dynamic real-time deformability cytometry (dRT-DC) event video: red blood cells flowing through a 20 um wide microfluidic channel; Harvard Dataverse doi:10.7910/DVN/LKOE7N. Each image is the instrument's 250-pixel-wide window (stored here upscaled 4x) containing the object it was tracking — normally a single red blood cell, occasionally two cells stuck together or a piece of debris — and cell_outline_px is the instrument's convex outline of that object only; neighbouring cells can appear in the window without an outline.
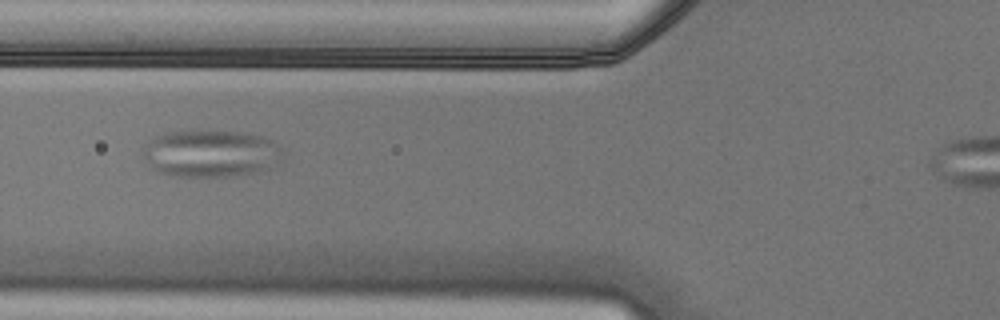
{"species": "Egyptian fruit bat (a non-hibernating species)", "species_latin": "Rousettus aegyptiacus", "temperature_condition": "cold", "stored_images_in_passage": 7, "camera_frame_rate_fps": 3000, "um_per_image_px": 0.085, "animal": {"sex": "male"}, "frame": {"image": 1, "passage_image": 2, "time_ms": 0.333, "image_size_px": [1000, 320], "cell_outline_px": [[284, 156], [272, 168], [260, 172], [236, 176], [172, 176], [156, 172], [144, 164], [140, 148], [156, 136], [168, 132], [240, 132], [264, 136], [272, 140], [284, 148]], "centroid_in_image_um": [17.92, 13.08], "position_along_channel_um": 107.9, "area_um2": 39.13}}